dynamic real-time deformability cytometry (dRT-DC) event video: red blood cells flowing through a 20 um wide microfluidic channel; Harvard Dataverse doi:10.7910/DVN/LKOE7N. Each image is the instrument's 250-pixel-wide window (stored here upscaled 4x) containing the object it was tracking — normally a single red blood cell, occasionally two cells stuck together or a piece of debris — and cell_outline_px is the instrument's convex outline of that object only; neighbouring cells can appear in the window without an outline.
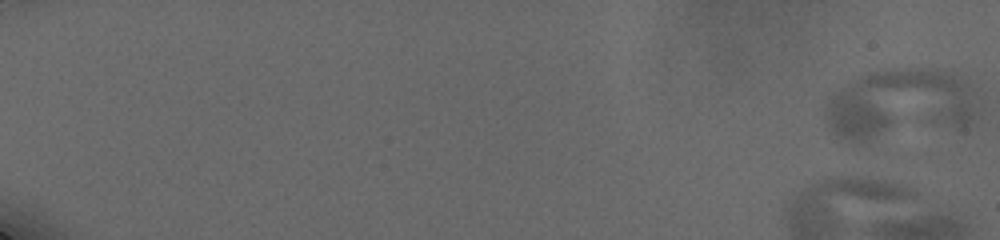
{"species": "human", "species_latin": "Homo sapiens", "temperature_condition": "cold", "stored_images_in_passage": 8, "camera_frame_rate_fps": 3000, "um_per_image_px": 0.085, "donor": {"sex": "male"}, "frame": {"image": 1, "passage_image": 1, "time_ms": 0.0, "image_size_px": [1000, 240], "cell_outline_px": [[980, 116], [976, 124], [964, 128], [868, 148], [852, 148], [836, 144], [828, 132], [824, 120], [824, 104], [844, 84], [868, 72], [888, 68], [936, 68], [952, 72], [964, 76], [976, 88], [980, 96]], "centroid_in_image_um": [76.53, 9.06], "position_along_channel_um": 8.5, "area_um2": 70.63}}